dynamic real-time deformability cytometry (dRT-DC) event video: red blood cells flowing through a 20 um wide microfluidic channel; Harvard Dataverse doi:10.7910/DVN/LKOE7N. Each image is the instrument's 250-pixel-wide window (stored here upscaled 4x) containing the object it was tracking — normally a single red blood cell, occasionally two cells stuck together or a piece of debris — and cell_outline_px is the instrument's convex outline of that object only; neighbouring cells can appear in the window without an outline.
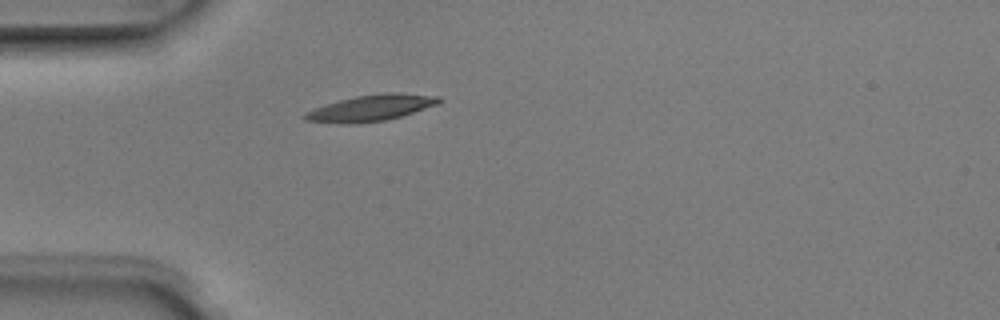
{"species": "Egyptian fruit bat (a non-hibernating species)", "species_latin": "Rousettus aegyptiacus", "temperature_condition": "room temperature", "stored_images_in_passage": 1, "camera_frame_rate_fps": 3000, "um_per_image_px": 0.085, "animal": {"sex": "male"}, "frame": {"image": 1, "passage_image": 1, "time_ms": 0.0, "image_size_px": [1000, 320], "cell_outline_px": [[440, 104], [400, 116], [384, 120], [356, 124], [348, 124], [304, 120], [300, 116], [304, 112], [340, 100], [356, 96], [384, 92], [396, 92], [440, 96]], "centroid_in_image_um": [31.55, 9.17], "position_along_channel_um": 53.5, "area_um2": 20.4}}